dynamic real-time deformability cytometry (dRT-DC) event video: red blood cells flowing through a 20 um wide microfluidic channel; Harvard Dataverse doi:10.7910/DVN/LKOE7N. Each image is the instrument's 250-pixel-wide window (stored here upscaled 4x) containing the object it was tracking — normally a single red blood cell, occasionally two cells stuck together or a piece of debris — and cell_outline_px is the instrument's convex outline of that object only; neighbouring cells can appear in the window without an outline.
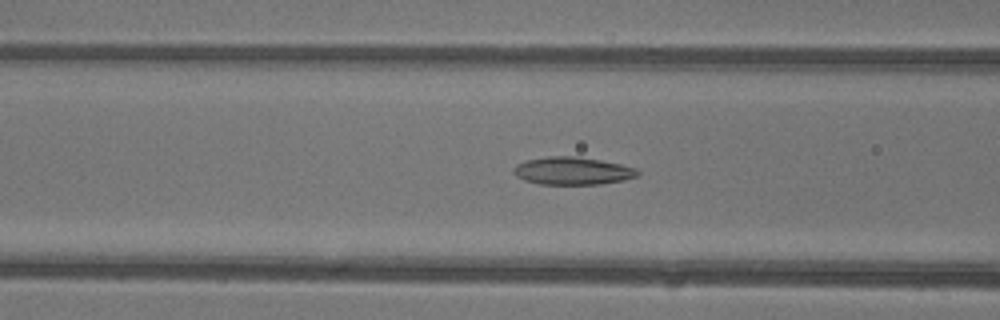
{"species": "common noctule bat (a hibernating species)", "species_latin": "Nyctalus noctula", "temperature_condition": "warm", "stored_images_in_passage": 35, "camera_frame_rate_fps": 3000, "um_per_image_px": 0.085, "animal": {"sex": "female"}, "frame": {"image": 1, "passage_image": 13, "time_ms": 4.0, "image_size_px": [1000, 320], "cell_outline_px": [[640, 176], [624, 180], [600, 184], [540, 184], [524, 180], [516, 176], [512, 172], [512, 168], [516, 164], [524, 160], [548, 156], [576, 156], [600, 160], [620, 164], [636, 168], [640, 172]], "centroid_in_image_um": [48.65, 14.52], "position_along_channel_um": 118.0, "area_um2": 20.23}}
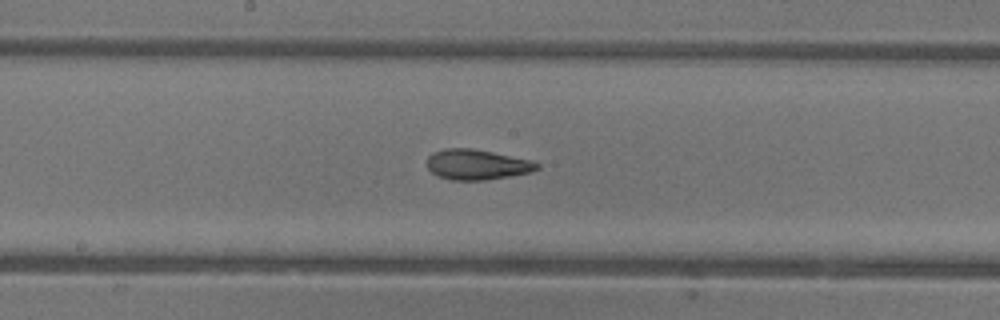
{"frame": {"image": 2, "passage_image": 19, "time_ms": 6.0, "image_size_px": [1000, 320], "cell_outline_px": [[540, 168], [532, 172], [484, 180], [452, 180], [440, 176], [432, 172], [428, 168], [428, 156], [432, 152], [444, 148], [472, 148], [492, 152], [528, 160], [540, 164]], "centroid_in_image_um": [40.52, 13.98], "position_along_channel_um": 207.7, "area_um2": 19.19}}
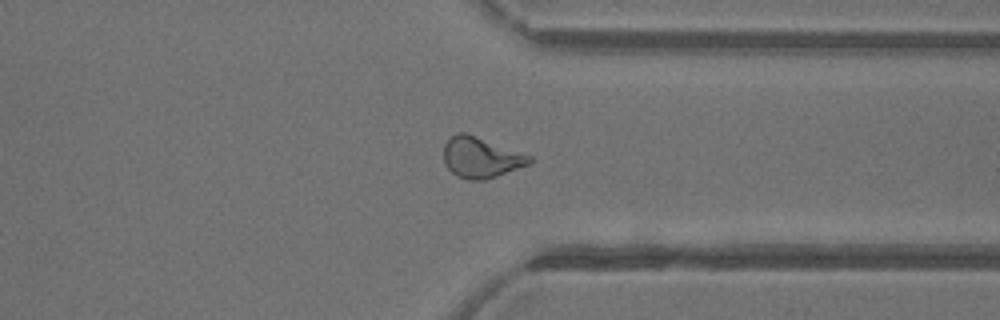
{"frame": {"image": 3, "passage_image": 30, "time_ms": 9.667, "image_size_px": [1000, 320], "cell_outline_px": [[532, 160], [528, 164], [496, 176], [484, 180], [468, 180], [456, 176], [444, 164], [444, 144], [452, 136], [460, 132], [468, 132], [532, 156]], "centroid_in_image_um": [40.85, 13.37], "position_along_channel_um": 370.5, "area_um2": 20.35}}